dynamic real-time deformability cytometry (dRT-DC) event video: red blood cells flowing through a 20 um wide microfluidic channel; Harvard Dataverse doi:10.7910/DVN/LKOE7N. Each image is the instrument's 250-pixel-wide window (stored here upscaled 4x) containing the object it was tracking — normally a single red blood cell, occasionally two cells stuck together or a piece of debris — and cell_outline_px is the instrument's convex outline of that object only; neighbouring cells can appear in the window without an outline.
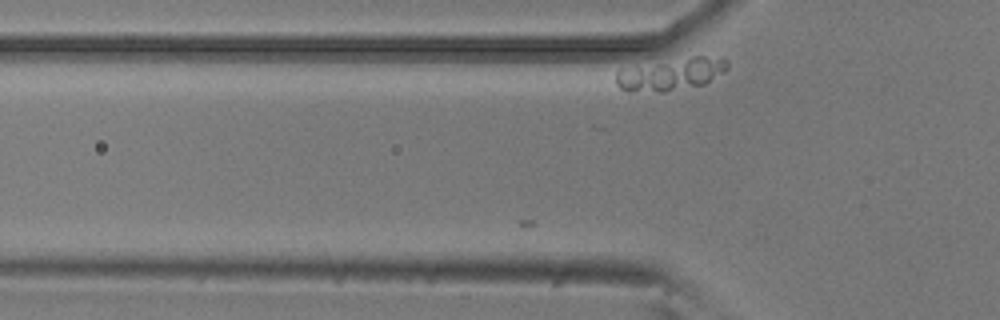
{"species": "common noctule bat (a hibernating species)", "species_latin": "Nyctalus noctula", "temperature_condition": "room temperature", "stored_images_in_passage": 2, "camera_frame_rate_fps": 3000, "um_per_image_px": 0.085, "animal": {"sex": "male", "body_mass_g": 20.5, "forearm_length_mm": 52.5}, "frame": {"image": 1, "passage_image": 2, "time_ms": 0.333, "image_size_px": [1000, 320], "cell_outline_px": [[728, 68], [724, 72], [704, 84], [664, 92], [628, 92], [620, 88], [616, 84], [616, 72], [620, 68], [692, 56], [724, 56], [728, 60]], "centroid_in_image_um": [57.03, 6.29], "position_along_channel_um": 68.8, "area_um2": 21.44}}